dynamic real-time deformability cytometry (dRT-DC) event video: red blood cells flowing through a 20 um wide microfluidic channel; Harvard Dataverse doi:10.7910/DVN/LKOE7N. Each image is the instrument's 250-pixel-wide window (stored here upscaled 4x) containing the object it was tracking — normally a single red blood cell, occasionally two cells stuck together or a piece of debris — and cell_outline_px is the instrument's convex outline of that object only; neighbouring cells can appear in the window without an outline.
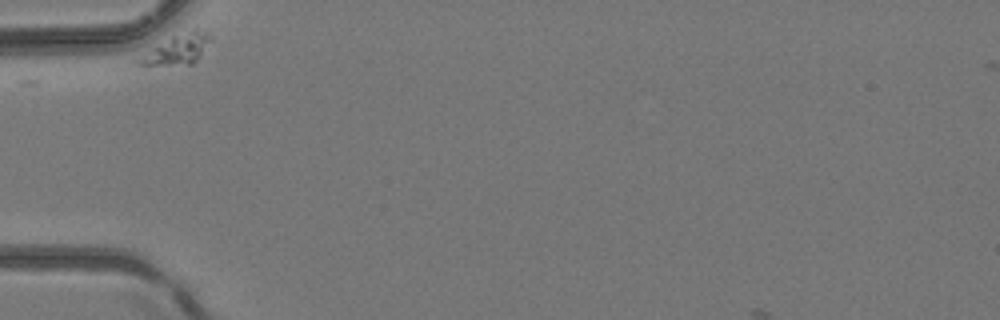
{"species": "common noctule bat (a hibernating species)", "species_latin": "Nyctalus noctula", "temperature_condition": "room temperature", "stored_images_in_passage": 4, "camera_frame_rate_fps": 3000, "um_per_image_px": 0.085, "animal": {"sex": "female", "body_mass_g": 24.6, "forearm_length_mm": 56.2}, "frame": {"image": 1, "passage_image": 1, "time_ms": 0.0, "image_size_px": [1000, 320], "cell_outline_px": [[212, 40], [200, 56], [192, 64], [136, 64], [128, 60], [172, 36], [196, 28], [204, 28], [212, 36]], "centroid_in_image_um": [15.02, 4.17], "position_along_channel_um": 70.0, "area_um2": 12.83}}
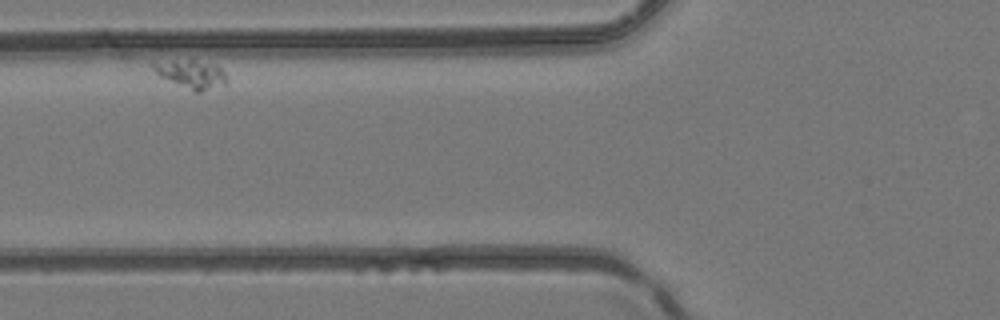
{"frame": {"image": 2, "passage_image": 2, "time_ms": 0.333, "image_size_px": [1000, 320], "cell_outline_px": [[228, 80], [224, 84], [200, 92], [196, 92], [160, 76], [148, 64], [172, 60], [196, 60], [216, 64], [224, 72]], "centroid_in_image_um": [16.27, 6.28], "position_along_channel_um": 109.5, "area_um2": 11.96}}
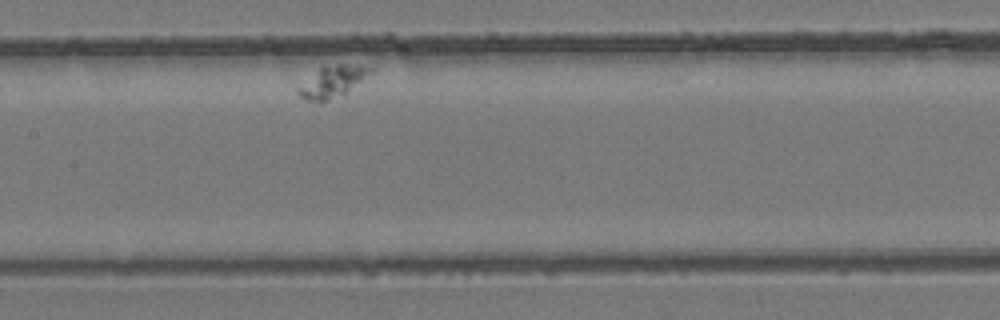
{"frame": {"image": 3, "passage_image": 4, "time_ms": 1.0, "image_size_px": [1000, 320], "cell_outline_px": [[372, 72], [344, 92], [328, 100], [308, 100], [300, 96], [296, 92], [296, 88], [324, 64], [360, 64], [372, 68]], "centroid_in_image_um": [28.22, 6.88], "position_along_channel_um": 179.2, "area_um2": 12.77}}